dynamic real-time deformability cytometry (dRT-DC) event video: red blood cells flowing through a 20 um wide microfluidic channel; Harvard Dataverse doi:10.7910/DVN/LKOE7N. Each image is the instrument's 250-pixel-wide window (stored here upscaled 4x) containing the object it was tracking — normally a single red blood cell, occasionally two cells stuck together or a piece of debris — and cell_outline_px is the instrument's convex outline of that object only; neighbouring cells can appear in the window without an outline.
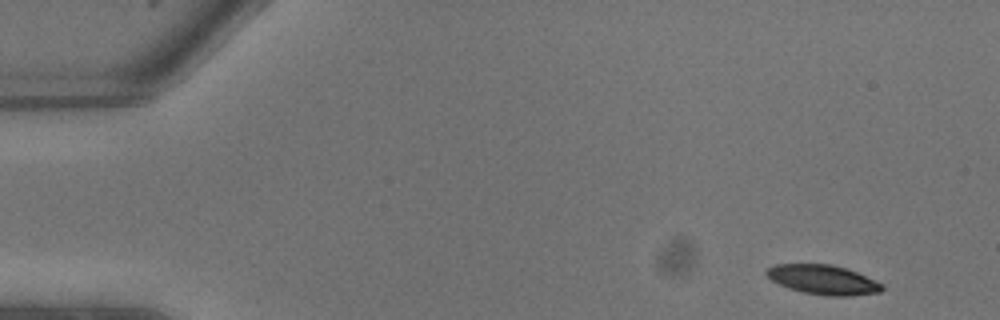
{"species": "common noctule bat (a hibernating species)", "species_latin": "Nyctalus noctula", "temperature_condition": "warm", "stored_images_in_passage": 9, "camera_frame_rate_fps": 3000, "um_per_image_px": 0.085, "animal": {"sex": "male", "body_mass_g": 13.3}, "frame": {"image": 1, "passage_image": 1, "time_ms": 0.0, "image_size_px": [1000, 320], "cell_outline_px": [[884, 288], [880, 292], [848, 296], [824, 296], [804, 292], [788, 288], [772, 280], [764, 272], [768, 268], [776, 264], [832, 264], [856, 272], [884, 284]], "centroid_in_image_um": [69.97, 23.78], "position_along_channel_um": 15.0, "area_um2": 19.77}}
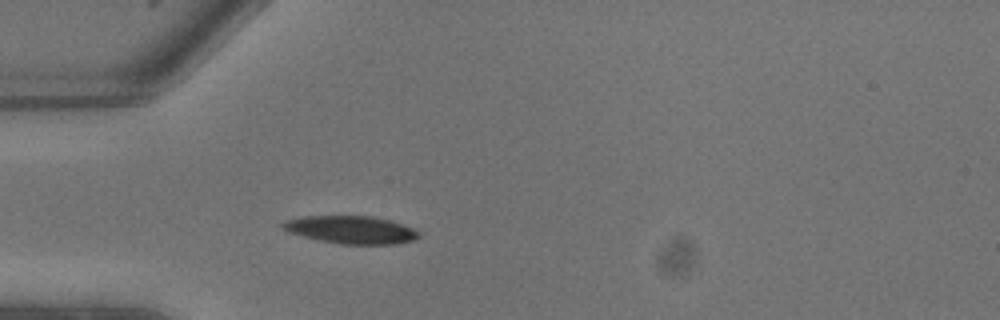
{"frame": {"image": 2, "passage_image": 6, "time_ms": 1.667, "image_size_px": [1000, 320], "cell_outline_px": [[420, 236], [412, 240], [396, 244], [340, 244], [320, 240], [288, 232], [280, 228], [280, 224], [284, 220], [304, 216], [372, 216], [388, 220], [412, 228], [420, 232]], "centroid_in_image_um": [29.79, 19.53], "position_along_channel_um": 55.2, "area_um2": 21.91}}
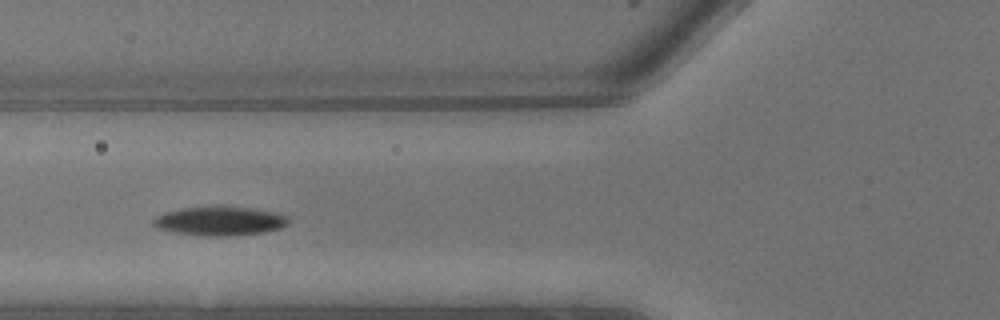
{"frame": {"image": 3, "passage_image": 8, "time_ms": 2.333, "image_size_px": [1000, 320], "cell_outline_px": [[288, 224], [280, 228], [264, 232], [228, 236], [204, 236], [172, 232], [156, 228], [152, 224], [152, 220], [156, 216], [164, 212], [180, 208], [252, 208], [276, 212], [288, 216]], "centroid_in_image_um": [18.65, 18.81], "position_along_channel_um": 107.1, "area_um2": 22.54}}